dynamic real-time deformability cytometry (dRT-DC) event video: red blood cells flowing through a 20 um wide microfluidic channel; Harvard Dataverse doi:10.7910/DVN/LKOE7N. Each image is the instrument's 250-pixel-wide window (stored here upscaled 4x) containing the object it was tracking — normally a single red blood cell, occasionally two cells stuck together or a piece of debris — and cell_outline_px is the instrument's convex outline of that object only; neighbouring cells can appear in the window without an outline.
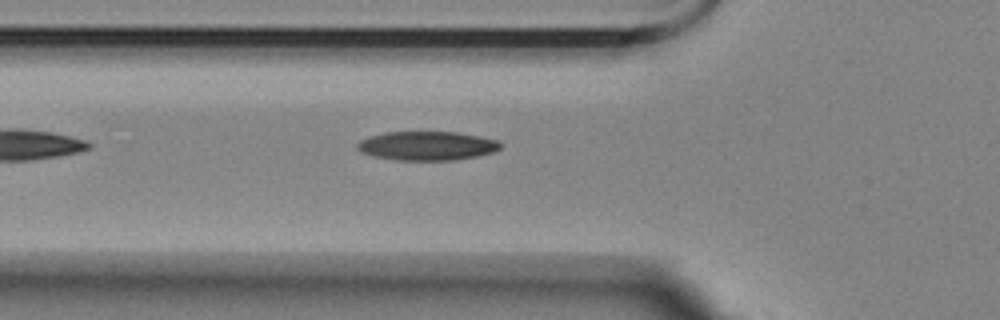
{"species": "Egyptian fruit bat (a non-hibernating species)", "species_latin": "Rousettus aegyptiacus", "temperature_condition": "room temperature", "stored_images_in_passage": 5, "camera_frame_rate_fps": 3000, "um_per_image_px": 0.085, "animal": {"sex": "female"}, "frame": {"image": 1, "passage_image": 4, "time_ms": 4.333, "image_size_px": [1000, 320], "cell_outline_px": [[500, 148], [492, 152], [476, 156], [452, 160], [396, 160], [376, 156], [360, 152], [356, 148], [356, 144], [360, 140], [368, 136], [384, 132], [456, 132], [480, 136], [500, 140]], "centroid_in_image_um": [36.27, 12.38], "position_along_channel_um": 89.5, "area_um2": 24.16}}